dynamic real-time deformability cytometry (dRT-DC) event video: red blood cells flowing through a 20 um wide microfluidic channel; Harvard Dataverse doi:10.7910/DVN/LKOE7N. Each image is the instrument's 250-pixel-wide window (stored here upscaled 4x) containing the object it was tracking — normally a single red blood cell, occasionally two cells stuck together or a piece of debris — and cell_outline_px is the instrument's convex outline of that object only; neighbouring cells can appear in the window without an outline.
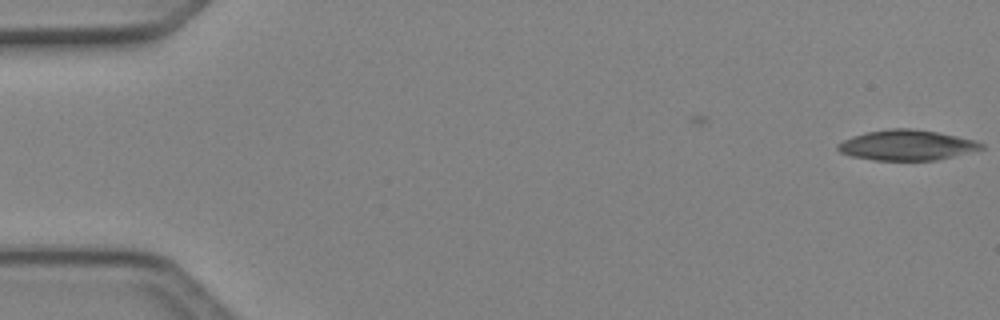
{"species": "Egyptian fruit bat (a non-hibernating species)", "species_latin": "Rousettus aegyptiacus", "temperature_condition": "cold", "stored_images_in_passage": 2, "camera_frame_rate_fps": 3000, "um_per_image_px": 0.085, "animal": {"sex": "female"}, "frame": {"image": 1, "passage_image": 2, "time_ms": 0.333, "image_size_px": [1000, 320], "cell_outline_px": [[984, 148], [936, 160], [872, 160], [852, 156], [840, 152], [836, 148], [836, 144], [852, 136], [868, 132], [888, 128], [908, 128], [936, 132], [976, 140], [984, 144]], "centroid_in_image_um": [77.04, 12.33], "position_along_channel_um": 8.0, "area_um2": 25.14}}